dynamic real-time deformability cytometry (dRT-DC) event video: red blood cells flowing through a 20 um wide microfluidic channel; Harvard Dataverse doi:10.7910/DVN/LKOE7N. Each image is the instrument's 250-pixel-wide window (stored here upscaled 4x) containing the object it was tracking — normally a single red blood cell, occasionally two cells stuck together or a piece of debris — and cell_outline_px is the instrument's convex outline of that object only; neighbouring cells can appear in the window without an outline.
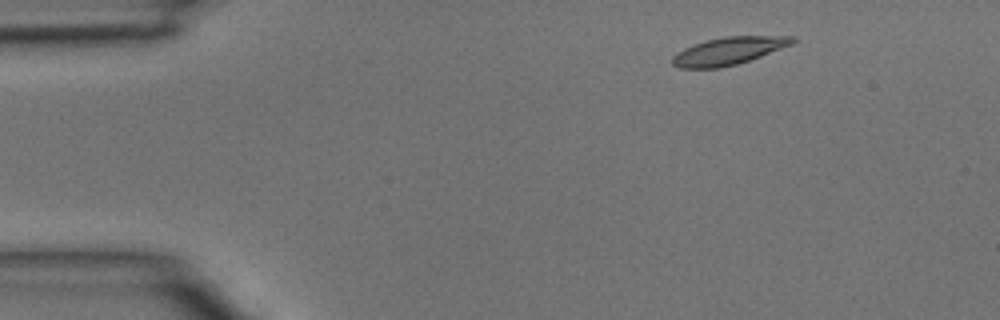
{"species": "common noctule bat (a hibernating species)", "species_latin": "Nyctalus noctula", "temperature_condition": "room temperature", "stored_images_in_passage": 3, "camera_frame_rate_fps": 3000, "um_per_image_px": 0.085, "animal": {"sex": "male", "body_mass_g": 15.6}, "frame": {"image": 1, "passage_image": 2, "time_ms": 0.333, "image_size_px": [1000, 320], "cell_outline_px": [[796, 40], [792, 44], [760, 56], [736, 64], [720, 68], [680, 68], [672, 64], [672, 56], [676, 52], [684, 48], [708, 40], [724, 36], [796, 36]], "centroid_in_image_um": [61.92, 4.33], "position_along_channel_um": 23.1, "area_um2": 19.07}}